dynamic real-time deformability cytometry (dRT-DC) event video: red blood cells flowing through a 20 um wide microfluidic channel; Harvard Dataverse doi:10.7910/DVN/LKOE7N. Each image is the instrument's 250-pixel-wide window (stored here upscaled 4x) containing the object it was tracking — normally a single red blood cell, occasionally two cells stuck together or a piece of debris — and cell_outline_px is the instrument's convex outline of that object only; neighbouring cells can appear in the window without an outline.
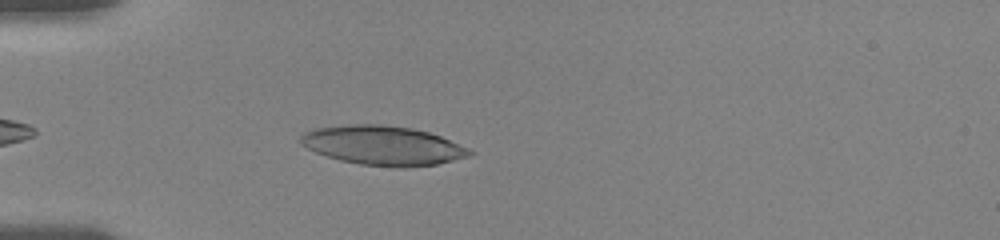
{"species": "human", "species_latin": "Homo sapiens", "temperature_condition": "room temperature", "stored_images_in_passage": 49, "camera_frame_rate_fps": 3000, "um_per_image_px": 0.085, "donor": {"sex": "female"}, "frame": {"image": 1, "passage_image": 3, "time_ms": 1.0, "image_size_px": [1000, 240], "cell_outline_px": [[476, 152], [472, 156], [436, 164], [404, 168], [400, 168], [360, 164], [340, 160], [316, 152], [300, 144], [300, 136], [304, 132], [316, 128], [348, 124], [380, 124], [412, 128], [428, 132], [440, 136], [468, 148]], "centroid_in_image_um": [32.57, 12.37], "position_along_channel_um": 52.4, "area_um2": 38.73}}
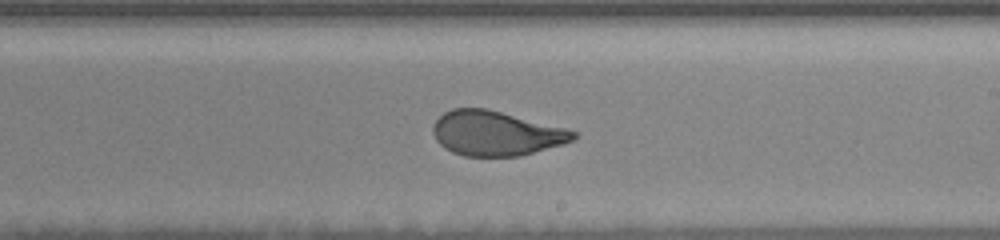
{"frame": {"image": 2, "passage_image": 19, "time_ms": 6.667, "image_size_px": [1000, 240], "cell_outline_px": [[580, 132], [572, 140], [564, 144], [520, 156], [464, 156], [452, 152], [444, 148], [436, 140], [432, 132], [432, 124], [444, 112], [452, 108], [488, 108], [568, 128]], "centroid_in_image_um": [42.17, 11.32], "position_along_channel_um": 246.8, "area_um2": 36.99}}
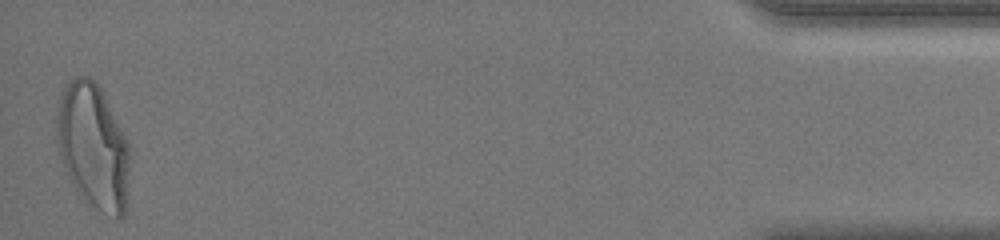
{"frame": {"image": 3, "passage_image": 49, "time_ms": 13.667, "image_size_px": [1000, 240], "cell_outline_px": [[128, 172], [124, 216], [120, 220], [88, 208], [76, 188], [60, 156], [56, 120], [56, 116], [60, 96], [64, 84], [76, 76], [88, 76], [100, 88], [128, 140]], "centroid_in_image_um": [7.91, 12.47], "position_along_channel_um": 427.3, "area_um2": 53.06}, "authors_computed_cell_mechanics": {"area_um2": 38.8416, "velocity_mm_per_s": 3.6807, "shape_relaxation_time_tau1_ms": 5.7127, "shape_relaxation_time_tau2_ms": 0.7912, "deformation_change_tau1": 0.1896, "deformation_change_tau2": 0.0734}}